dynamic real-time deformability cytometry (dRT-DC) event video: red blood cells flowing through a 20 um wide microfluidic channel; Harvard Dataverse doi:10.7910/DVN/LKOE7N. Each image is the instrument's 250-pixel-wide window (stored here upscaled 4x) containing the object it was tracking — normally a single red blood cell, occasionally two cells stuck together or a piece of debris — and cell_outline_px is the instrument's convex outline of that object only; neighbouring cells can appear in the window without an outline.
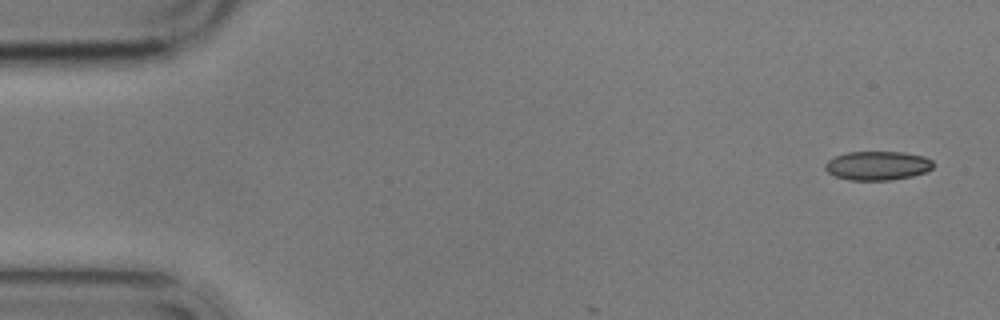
{"species": "common noctule bat (a hibernating species)", "species_latin": "Nyctalus noctula", "temperature_condition": "cold", "stored_images_in_passage": 4, "camera_frame_rate_fps": 3000, "um_per_image_px": 0.085, "animal": {"sex": "male", "body_mass_g": 17.9}, "frame": {"image": 1, "passage_image": 1, "time_ms": 0.0, "image_size_px": [1000, 320], "cell_outline_px": [[932, 168], [928, 172], [912, 176], [892, 180], [848, 180], [836, 176], [828, 172], [824, 168], [824, 164], [828, 160], [836, 156], [848, 152], [904, 152], [924, 156], [932, 160]], "centroid_in_image_um": [74.6, 14.08], "position_along_channel_um": 10.4, "area_um2": 18.32}}
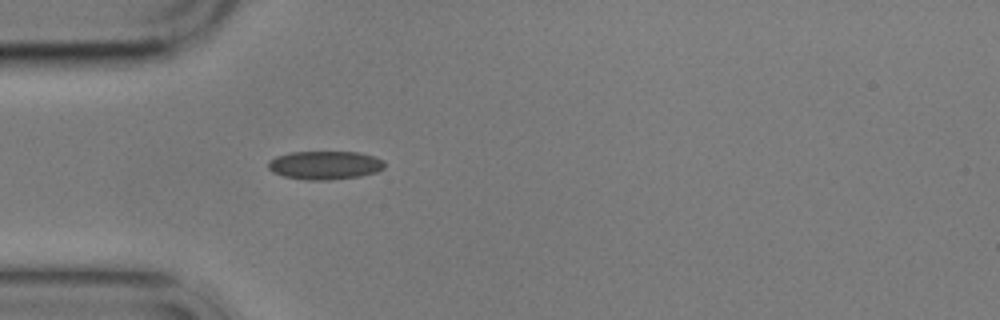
{"frame": {"image": 2, "passage_image": 4, "time_ms": 4.667, "image_size_px": [1000, 320], "cell_outline_px": [[384, 168], [376, 172], [360, 176], [328, 180], [308, 180], [284, 176], [272, 172], [268, 168], [268, 160], [276, 156], [292, 152], [360, 152], [384, 160]], "centroid_in_image_um": [27.6, 14.04], "position_along_channel_um": 57.4, "area_um2": 19.31}}